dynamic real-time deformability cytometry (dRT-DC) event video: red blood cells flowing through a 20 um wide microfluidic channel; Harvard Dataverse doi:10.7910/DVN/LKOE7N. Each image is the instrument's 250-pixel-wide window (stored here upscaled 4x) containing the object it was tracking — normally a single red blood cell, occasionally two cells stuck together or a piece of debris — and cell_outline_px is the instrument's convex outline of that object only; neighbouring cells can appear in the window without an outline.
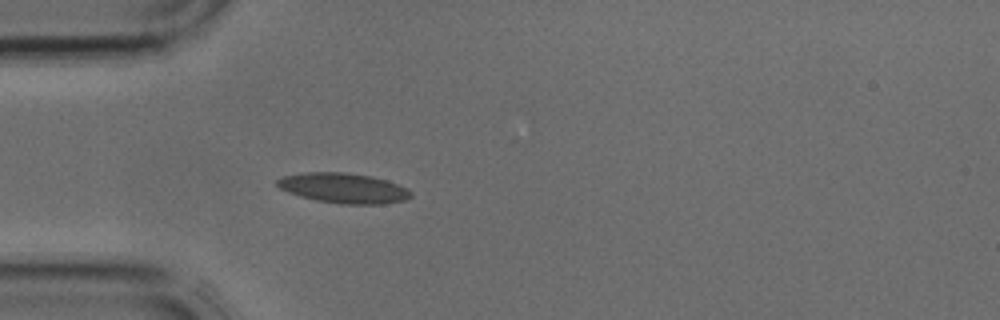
{"species": "common noctule bat (a hibernating species)", "species_latin": "Nyctalus noctula", "temperature_condition": "cold", "stored_images_in_passage": 2, "camera_frame_rate_fps": 3000, "um_per_image_px": 0.085, "animal": {"sex": "male", "body_mass_g": 17.9, "forearm_length_mm": 54.2}, "frame": {"image": 1, "passage_image": 2, "time_ms": 0.333, "image_size_px": [1000, 320], "cell_outline_px": [[412, 196], [404, 200], [380, 204], [340, 204], [316, 200], [300, 196], [288, 192], [280, 188], [276, 184], [276, 180], [284, 176], [304, 172], [344, 172], [372, 176], [388, 180], [408, 188], [412, 192]], "centroid_in_image_um": [29.22, 15.98], "position_along_channel_um": 55.8, "area_um2": 23.52}}